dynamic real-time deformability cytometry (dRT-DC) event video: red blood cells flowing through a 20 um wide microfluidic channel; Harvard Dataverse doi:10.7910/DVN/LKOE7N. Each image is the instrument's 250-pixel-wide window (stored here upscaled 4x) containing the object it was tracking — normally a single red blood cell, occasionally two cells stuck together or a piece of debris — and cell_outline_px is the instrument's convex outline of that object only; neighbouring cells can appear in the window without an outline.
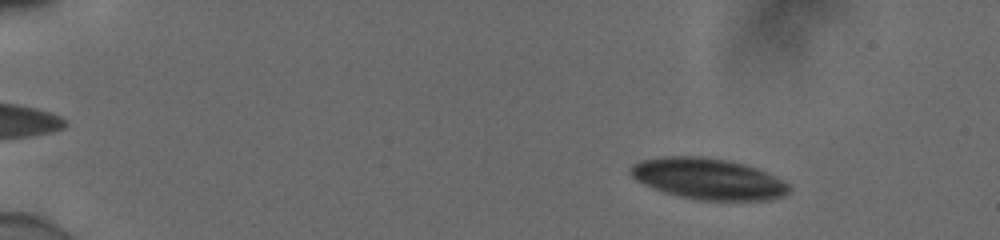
{"species": "human", "species_latin": "Homo sapiens", "temperature_condition": "cold", "stored_images_in_passage": 20, "camera_frame_rate_fps": 3000, "um_per_image_px": 0.085, "donor": {"sex": "male"}, "frame": {"image": 1, "passage_image": 5, "time_ms": 1.333, "image_size_px": [1000, 240], "cell_outline_px": [[788, 192], [784, 196], [768, 200], [700, 200], [680, 196], [664, 192], [652, 188], [636, 180], [628, 172], [628, 168], [632, 164], [640, 160], [664, 156], [704, 156], [728, 160], [744, 164], [768, 172], [784, 180], [788, 184]], "centroid_in_image_um": [60.17, 15.19], "position_along_channel_um": 24.8, "area_um2": 38.21}}
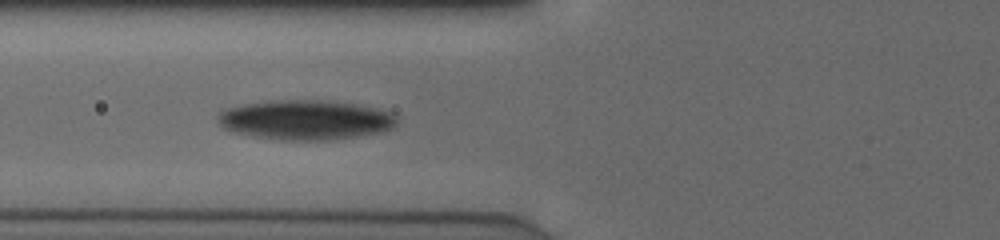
{"frame": {"image": 2, "passage_image": 16, "time_ms": 5.0, "image_size_px": [1000, 240], "cell_outline_px": [[396, 124], [392, 128], [380, 132], [332, 140], [280, 140], [252, 136], [236, 132], [224, 128], [216, 120], [216, 116], [220, 112], [228, 108], [244, 104], [280, 100], [320, 100], [356, 104], [388, 112], [396, 116]], "centroid_in_image_um": [25.94, 10.2], "position_along_channel_um": 99.9, "area_um2": 41.1}}
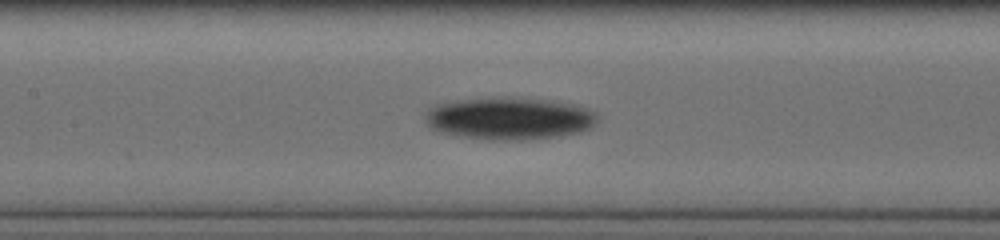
{"frame": {"image": 3, "passage_image": 20, "time_ms": 6.333, "image_size_px": [1000, 240], "cell_outline_px": [[596, 124], [592, 128], [580, 132], [536, 140], [488, 140], [460, 136], [440, 132], [432, 128], [428, 124], [428, 112], [436, 104], [460, 100], [552, 100], [572, 104], [596, 112]], "centroid_in_image_um": [43.37, 10.13], "position_along_channel_um": 164.0, "area_um2": 41.27}}